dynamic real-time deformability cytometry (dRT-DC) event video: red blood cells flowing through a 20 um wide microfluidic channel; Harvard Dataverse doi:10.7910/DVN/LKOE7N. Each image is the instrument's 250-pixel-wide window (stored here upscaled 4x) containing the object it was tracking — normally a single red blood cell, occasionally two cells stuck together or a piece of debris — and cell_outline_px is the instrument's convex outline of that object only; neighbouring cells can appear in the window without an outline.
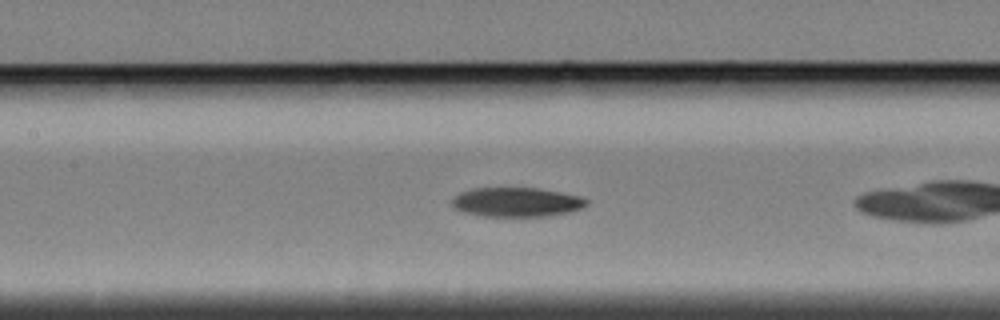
{"species": "Egyptian fruit bat (a non-hibernating species)", "species_latin": "Rousettus aegyptiacus", "temperature_condition": "cold", "stored_images_in_passage": 43, "camera_frame_rate_fps": 3000, "um_per_image_px": 0.085, "animal": {"sex": "female"}, "frame": {"image": 1, "passage_image": 10, "time_ms": 3.0, "image_size_px": [1000, 320], "cell_outline_px": [[592, 200], [584, 208], [568, 212], [548, 216], [484, 216], [464, 212], [452, 208], [452, 196], [460, 192], [476, 188], [536, 188], [560, 192], [580, 196]], "centroid_in_image_um": [43.93, 17.18], "position_along_channel_um": 163.5, "area_um2": 23.18}}
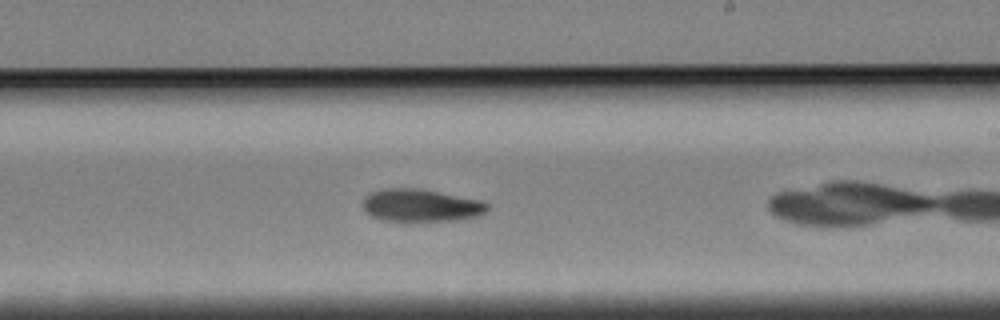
{"frame": {"image": 2, "passage_image": 18, "time_ms": 5.667, "image_size_px": [1000, 320], "cell_outline_px": [[488, 208], [484, 212], [476, 216], [460, 220], [380, 220], [368, 216], [364, 212], [360, 204], [372, 192], [388, 188], [420, 188], [484, 200], [488, 204]], "centroid_in_image_um": [35.76, 17.45], "position_along_channel_um": 253.2, "area_um2": 23.76}}
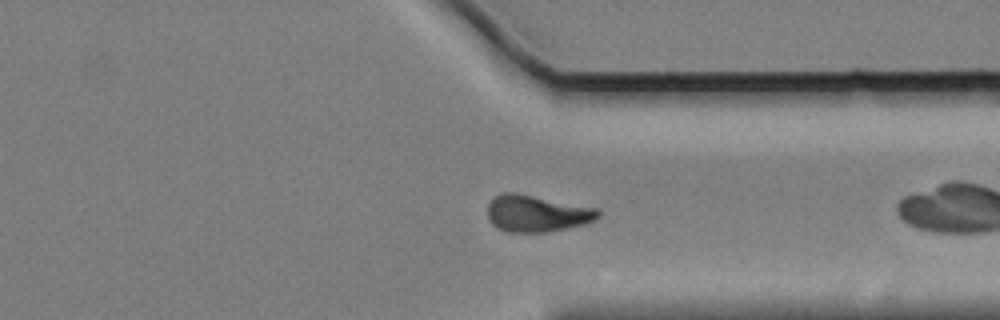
{"frame": {"image": 3, "passage_image": 28, "time_ms": 9.0, "image_size_px": [1000, 320], "cell_outline_px": [[600, 216], [584, 224], [548, 232], [508, 232], [496, 228], [492, 224], [488, 216], [488, 204], [496, 196], [504, 192], [512, 192], [600, 208]], "centroid_in_image_um": [45.64, 18.15], "position_along_channel_um": 365.8, "area_um2": 23.58}, "authors_computed_cell_mechanics": {"area_um2": 23.1778, "velocity_mm_per_s": 3.3735, "shape_relaxation_time_tau1_ms": 6.2188, "shape_relaxation_time_tau2_ms": null, "deformation_change_tau1": 0.132, "deformation_change_tau2": null}}